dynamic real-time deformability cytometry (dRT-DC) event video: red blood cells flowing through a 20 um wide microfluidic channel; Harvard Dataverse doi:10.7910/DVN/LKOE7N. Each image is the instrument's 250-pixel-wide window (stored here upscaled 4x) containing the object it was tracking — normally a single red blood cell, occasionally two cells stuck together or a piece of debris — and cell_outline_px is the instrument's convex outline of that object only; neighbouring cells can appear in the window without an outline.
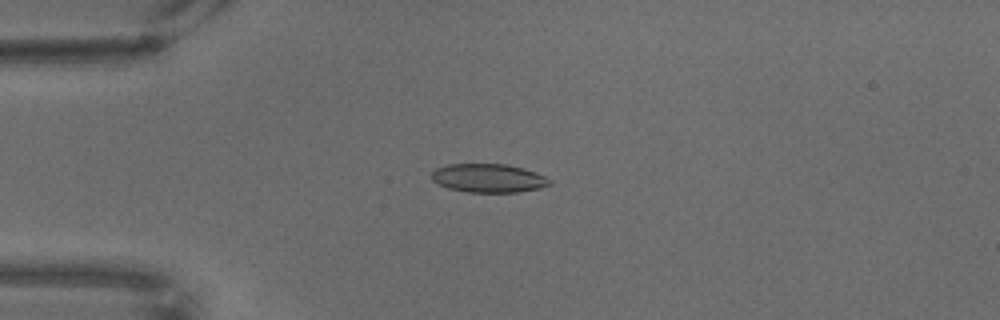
{"species": "common noctule bat (a hibernating species)", "species_latin": "Nyctalus noctula", "temperature_condition": "warm", "stored_images_in_passage": 69, "camera_frame_rate_fps": 3000, "um_per_image_px": 0.085, "animal": {"sex": "male", "body_mass_g": 18.8}, "frame": {"image": 1, "passage_image": 18, "time_ms": 5.667, "image_size_px": [1000, 320], "cell_outline_px": [[552, 184], [540, 188], [520, 192], [468, 192], [448, 188], [432, 180], [432, 172], [436, 168], [448, 164], [508, 164], [524, 168], [536, 172], [552, 180]], "centroid_in_image_um": [41.56, 15.14], "position_along_channel_um": 43.4, "area_um2": 19.77}}
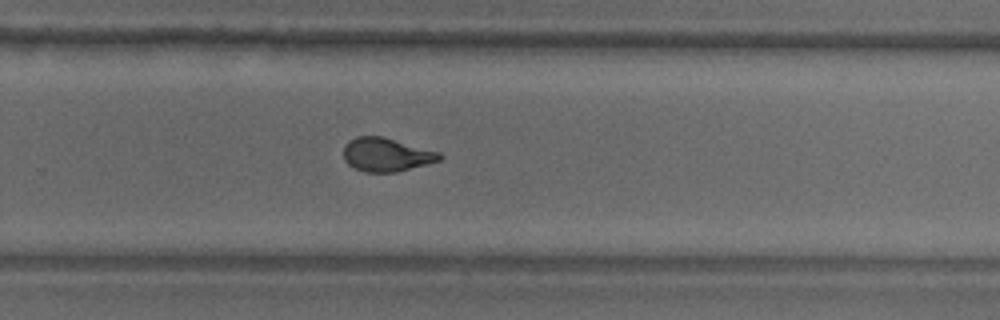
{"frame": {"image": 2, "passage_image": 46, "time_ms": 15.0, "image_size_px": [1000, 320], "cell_outline_px": [[444, 156], [440, 160], [396, 172], [364, 172], [348, 164], [344, 160], [344, 144], [348, 140], [356, 136], [384, 136], [440, 152]], "centroid_in_image_um": [32.83, 13.13], "position_along_channel_um": 297.0, "area_um2": 18.9}}
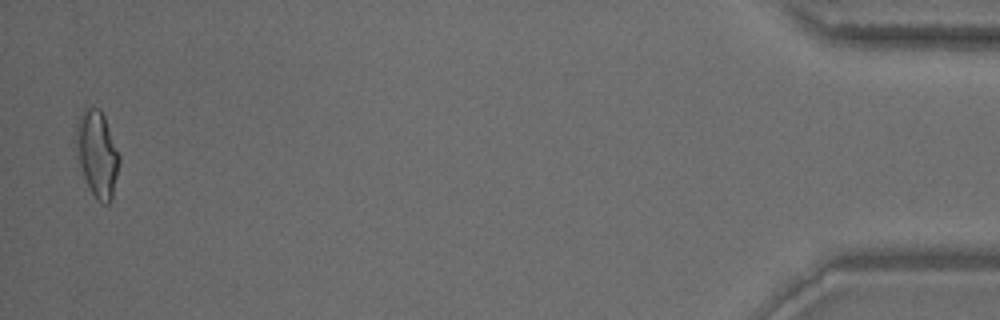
{"frame": {"image": 3, "passage_image": 68, "time_ms": 22.333, "image_size_px": [1000, 320], "cell_outline_px": [[120, 164], [112, 196], [108, 204], [100, 204], [96, 200], [88, 188], [80, 164], [76, 136], [76, 132], [80, 116], [88, 108], [100, 108], [104, 116], [120, 156]], "centroid_in_image_um": [8.3, 13.14], "position_along_channel_um": 426.9, "area_um2": 21.15}}